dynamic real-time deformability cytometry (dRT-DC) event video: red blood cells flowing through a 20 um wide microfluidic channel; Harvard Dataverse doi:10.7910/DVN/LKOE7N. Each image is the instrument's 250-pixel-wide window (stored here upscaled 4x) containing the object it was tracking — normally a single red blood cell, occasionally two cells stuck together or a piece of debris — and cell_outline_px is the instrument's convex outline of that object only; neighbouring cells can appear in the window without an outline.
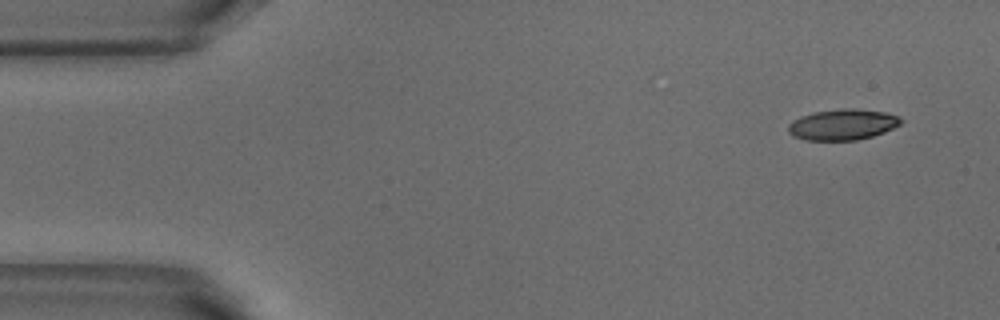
{"species": "common noctule bat (a hibernating species)", "species_latin": "Nyctalus noctula", "temperature_condition": "warm", "stored_images_in_passage": 4, "camera_frame_rate_fps": 3000, "um_per_image_px": 0.085, "animal": {"sex": "male", "body_mass_g": 18.8}, "frame": {"image": 1, "passage_image": 1, "time_ms": 0.0, "image_size_px": [1000, 320], "cell_outline_px": [[904, 120], [900, 124], [884, 132], [872, 136], [856, 140], [808, 140], [792, 136], [788, 132], [788, 124], [792, 120], [800, 116], [812, 112], [844, 108], [856, 108], [884, 112], [900, 116]], "centroid_in_image_um": [71.61, 10.58], "position_along_channel_um": 13.4, "area_um2": 20.4}}
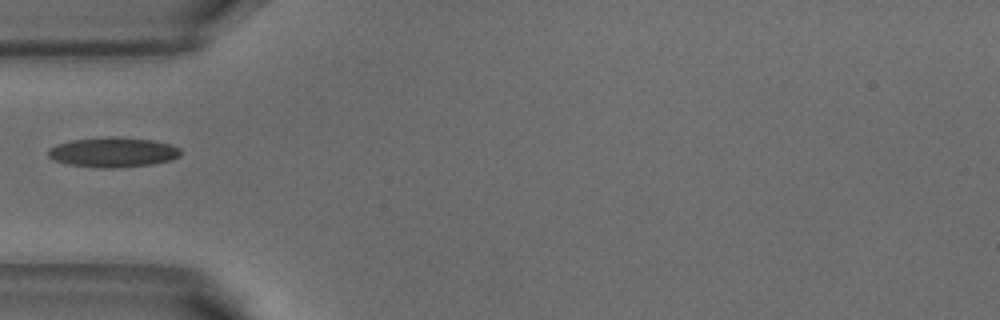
{"frame": {"image": 2, "passage_image": 4, "time_ms": 1.0, "image_size_px": [1000, 320], "cell_outline_px": [[180, 156], [172, 160], [152, 164], [120, 168], [100, 168], [68, 164], [52, 160], [48, 156], [48, 148], [56, 144], [72, 140], [108, 136], [116, 136], [152, 140], [172, 144], [180, 148]], "centroid_in_image_um": [9.6, 12.94], "position_along_channel_um": 75.4, "area_um2": 23.41}}